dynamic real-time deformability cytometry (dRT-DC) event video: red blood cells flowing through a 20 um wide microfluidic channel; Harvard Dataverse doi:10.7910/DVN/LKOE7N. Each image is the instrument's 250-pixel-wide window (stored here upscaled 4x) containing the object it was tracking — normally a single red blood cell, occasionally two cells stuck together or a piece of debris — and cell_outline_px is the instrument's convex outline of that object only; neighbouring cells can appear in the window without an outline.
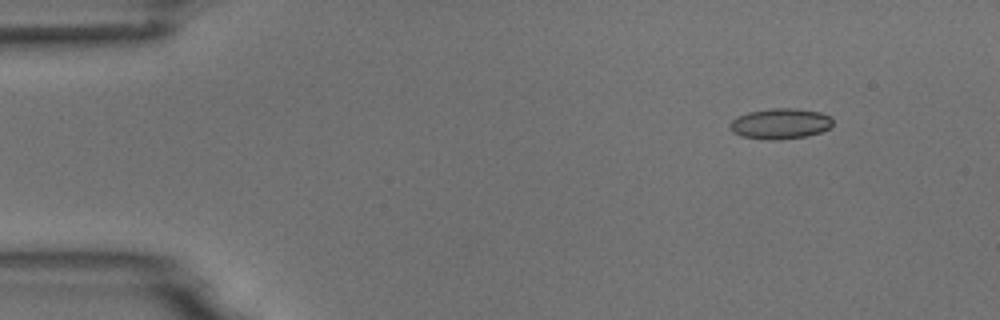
{"species": "common noctule bat (a hibernating species)", "species_latin": "Nyctalus noctula", "temperature_condition": "room temperature", "stored_images_in_passage": 11, "camera_frame_rate_fps": 3000, "um_per_image_px": 0.085, "animal": {"sex": "male", "body_mass_g": 18.8}, "frame": {"image": 1, "passage_image": 2, "time_ms": 1.0, "image_size_px": [1000, 320], "cell_outline_px": [[832, 124], [828, 128], [820, 132], [808, 136], [780, 140], [768, 140], [740, 136], [732, 132], [728, 128], [728, 124], [736, 116], [748, 112], [772, 108], [796, 108], [820, 112], [832, 116]], "centroid_in_image_um": [66.29, 10.51], "position_along_channel_um": 18.7, "area_um2": 18.67}}
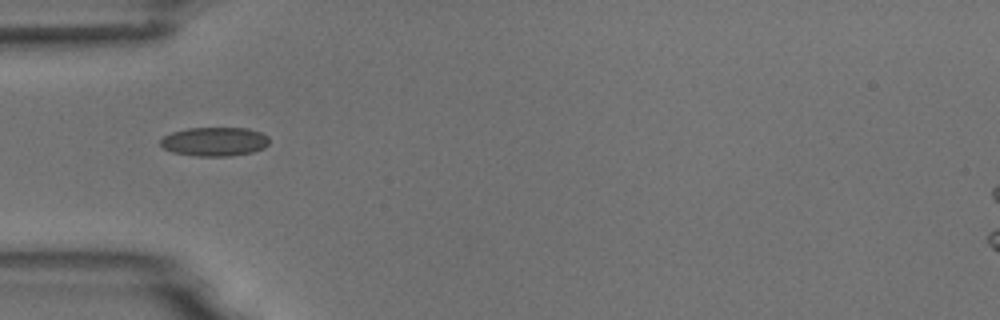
{"frame": {"image": 2, "passage_image": 5, "time_ms": 4.667, "image_size_px": [1000, 320], "cell_outline_px": [[268, 144], [264, 148], [252, 152], [228, 156], [196, 156], [172, 152], [164, 148], [160, 144], [160, 140], [164, 136], [172, 132], [188, 128], [248, 128], [260, 132], [268, 136]], "centroid_in_image_um": [18.23, 12.03], "position_along_channel_um": 66.8, "area_um2": 18.32}}
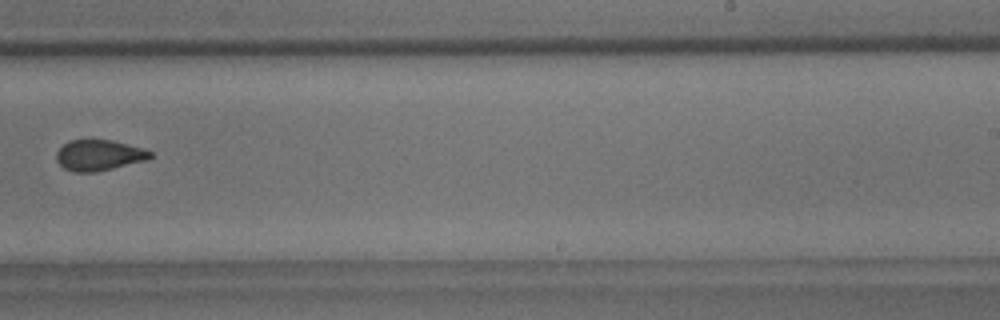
{"frame": {"image": 3, "passage_image": 10, "time_ms": 10.333, "image_size_px": [1000, 320], "cell_outline_px": [[152, 156], [148, 160], [96, 172], [76, 172], [64, 168], [56, 160], [56, 152], [68, 140], [112, 140], [144, 148], [152, 152]], "centroid_in_image_um": [8.43, 13.19], "position_along_channel_um": 280.6, "area_um2": 16.88}}